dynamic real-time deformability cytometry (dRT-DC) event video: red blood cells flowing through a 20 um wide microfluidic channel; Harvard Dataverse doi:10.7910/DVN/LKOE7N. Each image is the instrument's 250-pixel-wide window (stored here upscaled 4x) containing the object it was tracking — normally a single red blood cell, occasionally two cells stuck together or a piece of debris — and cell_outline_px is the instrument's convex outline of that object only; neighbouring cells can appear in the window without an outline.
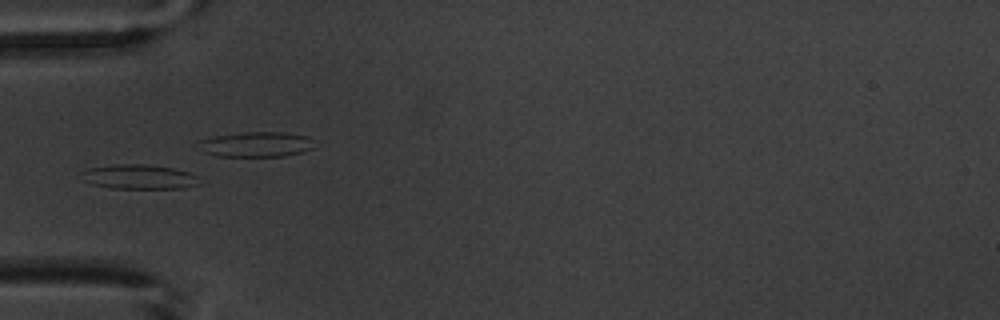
{"species": "common noctule bat (a hibernating species)", "species_latin": "Nyctalus noctula", "temperature_condition": "warm", "stored_images_in_passage": 7, "camera_frame_rate_fps": 3000, "um_per_image_px": 0.085, "animal": {"sex": "male", "body_mass_g": 20.1, "forearm_length_mm": 53.5}, "frame": {"image": 1, "passage_image": 4, "time_ms": 3.667, "image_size_px": [1000, 320], "cell_outline_px": [[200, 184], [180, 188], [112, 188], [92, 184], [84, 180], [84, 172], [88, 168], [112, 164], [148, 164], [172, 168], [188, 172], [196, 176]], "centroid_in_image_um": [11.83, 15.02], "position_along_channel_um": 73.2, "area_um2": 16.59}}
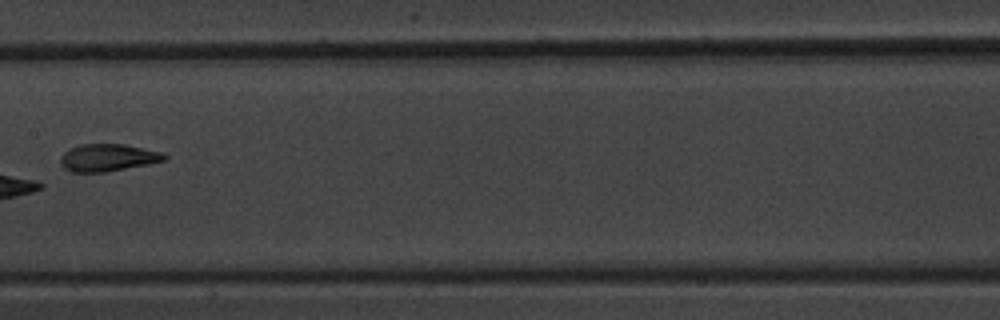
{"frame": {"image": 2, "passage_image": 7, "time_ms": 7.333, "image_size_px": [1000, 320], "cell_outline_px": [[168, 156], [164, 160], [148, 164], [104, 172], [72, 172], [64, 168], [60, 164], [60, 156], [68, 148], [80, 144], [124, 144], [164, 152]], "centroid_in_image_um": [9.14, 13.39], "position_along_channel_um": 198.3, "area_um2": 16.65}}